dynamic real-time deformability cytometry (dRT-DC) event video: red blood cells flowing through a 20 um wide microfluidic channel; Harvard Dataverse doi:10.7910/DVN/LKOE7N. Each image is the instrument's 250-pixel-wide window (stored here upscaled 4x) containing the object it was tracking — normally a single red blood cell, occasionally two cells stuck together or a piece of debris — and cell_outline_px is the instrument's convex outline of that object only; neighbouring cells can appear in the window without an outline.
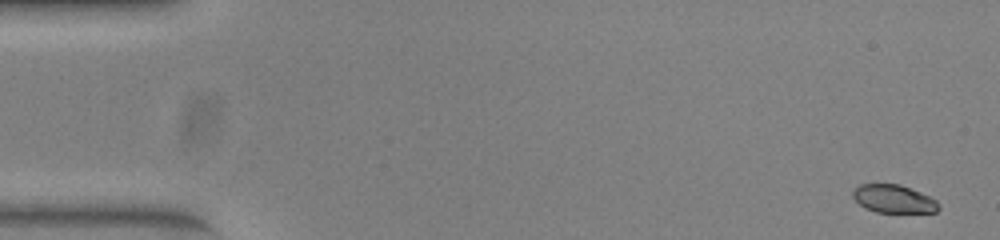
{"species": "common noctule bat (a hibernating species)", "species_latin": "Nyctalus noctula", "temperature_condition": "warm", "stored_images_in_passage": 52, "camera_frame_rate_fps": 3000, "um_per_image_px": 0.085, "animal": {"sex": "female", "body_mass_g": 23.0, "forearm_length_mm": 53.4}, "frame": {"image": 1, "passage_image": 1, "time_ms": 0.0, "image_size_px": [1000, 240], "cell_outline_px": [[940, 208], [936, 212], [876, 212], [860, 204], [852, 196], [852, 192], [860, 184], [900, 184], [920, 192], [936, 200], [940, 204]], "centroid_in_image_um": [75.99, 16.9], "position_along_channel_um": 9.0, "area_um2": 13.87}}
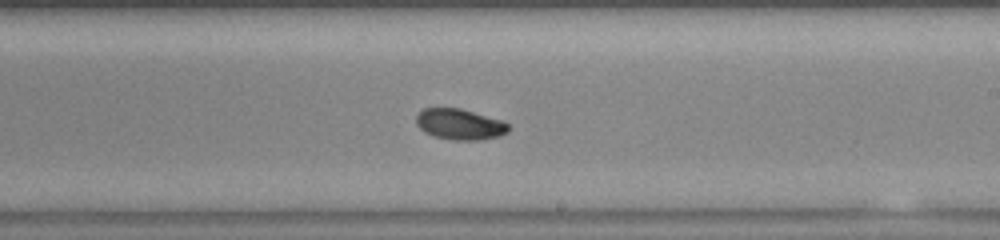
{"frame": {"image": 2, "passage_image": 30, "time_ms": 9.667, "image_size_px": [1000, 240], "cell_outline_px": [[508, 132], [500, 136], [476, 140], [456, 140], [432, 136], [424, 132], [416, 124], [416, 116], [424, 108], [460, 108], [504, 120], [508, 124]], "centroid_in_image_um": [39.09, 10.56], "position_along_channel_um": 249.9, "area_um2": 16.65}}
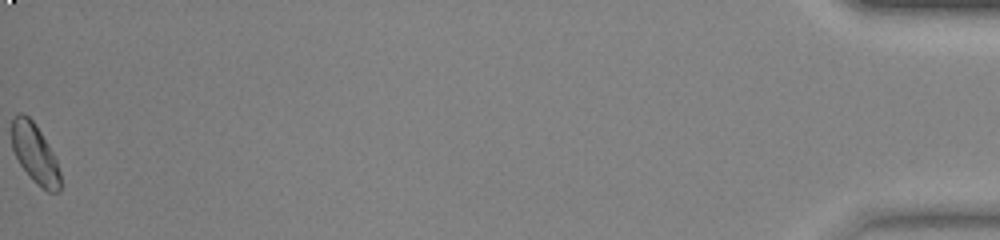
{"frame": {"image": 3, "passage_image": 52, "time_ms": 17.0, "image_size_px": [1000, 240], "cell_outline_px": [[60, 192], [48, 192], [36, 184], [32, 180], [20, 164], [12, 148], [12, 120], [20, 112], [28, 116], [32, 120], [40, 132], [52, 152], [56, 160], [60, 172]], "centroid_in_image_um": [2.97, 13.09], "position_along_channel_um": 432.2, "area_um2": 16.53}, "authors_computed_cell_mechanics": {"area_um2": 16.6175, "velocity_mm_per_s": 3.9237, "shape_relaxation_time_tau1_ms": 8.0517, "shape_relaxation_time_tau2_ms": null, "deformation_change_tau1": 0.161, "deformation_change_tau2": null}}